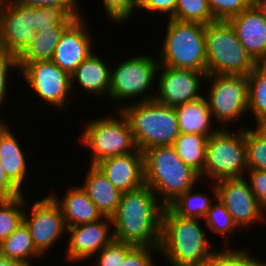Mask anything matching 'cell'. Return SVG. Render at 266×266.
<instances>
[{
    "label": "cell",
    "instance_id": "15",
    "mask_svg": "<svg viewBox=\"0 0 266 266\" xmlns=\"http://www.w3.org/2000/svg\"><path fill=\"white\" fill-rule=\"evenodd\" d=\"M158 71L161 72L157 80L159 92L154 99L159 103L175 107L203 97L198 91L201 88V80L206 78V73L163 65H159Z\"/></svg>",
    "mask_w": 266,
    "mask_h": 266
},
{
    "label": "cell",
    "instance_id": "28",
    "mask_svg": "<svg viewBox=\"0 0 266 266\" xmlns=\"http://www.w3.org/2000/svg\"><path fill=\"white\" fill-rule=\"evenodd\" d=\"M248 80V110L256 120L266 117V62H257Z\"/></svg>",
    "mask_w": 266,
    "mask_h": 266
},
{
    "label": "cell",
    "instance_id": "27",
    "mask_svg": "<svg viewBox=\"0 0 266 266\" xmlns=\"http://www.w3.org/2000/svg\"><path fill=\"white\" fill-rule=\"evenodd\" d=\"M207 141L204 135L180 133L172 147L186 165L201 175L206 164Z\"/></svg>",
    "mask_w": 266,
    "mask_h": 266
},
{
    "label": "cell",
    "instance_id": "40",
    "mask_svg": "<svg viewBox=\"0 0 266 266\" xmlns=\"http://www.w3.org/2000/svg\"><path fill=\"white\" fill-rule=\"evenodd\" d=\"M249 185L263 213L266 212V171L248 169Z\"/></svg>",
    "mask_w": 266,
    "mask_h": 266
},
{
    "label": "cell",
    "instance_id": "36",
    "mask_svg": "<svg viewBox=\"0 0 266 266\" xmlns=\"http://www.w3.org/2000/svg\"><path fill=\"white\" fill-rule=\"evenodd\" d=\"M133 247L134 245L113 239L96 254L98 258L95 266H122L126 254Z\"/></svg>",
    "mask_w": 266,
    "mask_h": 266
},
{
    "label": "cell",
    "instance_id": "41",
    "mask_svg": "<svg viewBox=\"0 0 266 266\" xmlns=\"http://www.w3.org/2000/svg\"><path fill=\"white\" fill-rule=\"evenodd\" d=\"M17 3L28 7L50 6L62 9L68 16H79L77 0H14Z\"/></svg>",
    "mask_w": 266,
    "mask_h": 266
},
{
    "label": "cell",
    "instance_id": "35",
    "mask_svg": "<svg viewBox=\"0 0 266 266\" xmlns=\"http://www.w3.org/2000/svg\"><path fill=\"white\" fill-rule=\"evenodd\" d=\"M36 30L67 28L78 16H68L62 9L50 6L35 7Z\"/></svg>",
    "mask_w": 266,
    "mask_h": 266
},
{
    "label": "cell",
    "instance_id": "11",
    "mask_svg": "<svg viewBox=\"0 0 266 266\" xmlns=\"http://www.w3.org/2000/svg\"><path fill=\"white\" fill-rule=\"evenodd\" d=\"M18 66L23 79H26V83L40 99L60 108V111L67 102L70 103L71 77L52 60L18 63Z\"/></svg>",
    "mask_w": 266,
    "mask_h": 266
},
{
    "label": "cell",
    "instance_id": "19",
    "mask_svg": "<svg viewBox=\"0 0 266 266\" xmlns=\"http://www.w3.org/2000/svg\"><path fill=\"white\" fill-rule=\"evenodd\" d=\"M96 166L122 193L145 184L144 158L139 149L133 153L105 158Z\"/></svg>",
    "mask_w": 266,
    "mask_h": 266
},
{
    "label": "cell",
    "instance_id": "42",
    "mask_svg": "<svg viewBox=\"0 0 266 266\" xmlns=\"http://www.w3.org/2000/svg\"><path fill=\"white\" fill-rule=\"evenodd\" d=\"M18 69L17 56L5 52L3 49H0V106H2L3 102L6 100L5 96L7 95V80L8 79V71L9 69Z\"/></svg>",
    "mask_w": 266,
    "mask_h": 266
},
{
    "label": "cell",
    "instance_id": "17",
    "mask_svg": "<svg viewBox=\"0 0 266 266\" xmlns=\"http://www.w3.org/2000/svg\"><path fill=\"white\" fill-rule=\"evenodd\" d=\"M81 14L63 31L52 61L71 75L93 53V41Z\"/></svg>",
    "mask_w": 266,
    "mask_h": 266
},
{
    "label": "cell",
    "instance_id": "34",
    "mask_svg": "<svg viewBox=\"0 0 266 266\" xmlns=\"http://www.w3.org/2000/svg\"><path fill=\"white\" fill-rule=\"evenodd\" d=\"M244 127L248 169L266 171V141L259 137L251 127Z\"/></svg>",
    "mask_w": 266,
    "mask_h": 266
},
{
    "label": "cell",
    "instance_id": "26",
    "mask_svg": "<svg viewBox=\"0 0 266 266\" xmlns=\"http://www.w3.org/2000/svg\"><path fill=\"white\" fill-rule=\"evenodd\" d=\"M66 28L37 29V35L17 56L18 63L50 61Z\"/></svg>",
    "mask_w": 266,
    "mask_h": 266
},
{
    "label": "cell",
    "instance_id": "10",
    "mask_svg": "<svg viewBox=\"0 0 266 266\" xmlns=\"http://www.w3.org/2000/svg\"><path fill=\"white\" fill-rule=\"evenodd\" d=\"M159 62L149 55L127 58L117 66L111 68L109 97L122 101L133 99L152 89L158 72Z\"/></svg>",
    "mask_w": 266,
    "mask_h": 266
},
{
    "label": "cell",
    "instance_id": "44",
    "mask_svg": "<svg viewBox=\"0 0 266 266\" xmlns=\"http://www.w3.org/2000/svg\"><path fill=\"white\" fill-rule=\"evenodd\" d=\"M20 191L6 176L5 170L0 163V200L14 199L15 197L22 195Z\"/></svg>",
    "mask_w": 266,
    "mask_h": 266
},
{
    "label": "cell",
    "instance_id": "24",
    "mask_svg": "<svg viewBox=\"0 0 266 266\" xmlns=\"http://www.w3.org/2000/svg\"><path fill=\"white\" fill-rule=\"evenodd\" d=\"M23 148L10 129L0 140V163L8 179L20 190L26 179L27 161Z\"/></svg>",
    "mask_w": 266,
    "mask_h": 266
},
{
    "label": "cell",
    "instance_id": "31",
    "mask_svg": "<svg viewBox=\"0 0 266 266\" xmlns=\"http://www.w3.org/2000/svg\"><path fill=\"white\" fill-rule=\"evenodd\" d=\"M210 184L212 193L214 192L213 201L217 202H214V204L211 205L210 209L207 212V215L204 217V220L206 222L205 224L211 231L225 237L229 233H235L234 231L237 230L238 226L229 214L225 205L219 199H217L215 182Z\"/></svg>",
    "mask_w": 266,
    "mask_h": 266
},
{
    "label": "cell",
    "instance_id": "20",
    "mask_svg": "<svg viewBox=\"0 0 266 266\" xmlns=\"http://www.w3.org/2000/svg\"><path fill=\"white\" fill-rule=\"evenodd\" d=\"M84 180L81 188L103 216L112 217L118 208L123 193L107 179L96 165H89Z\"/></svg>",
    "mask_w": 266,
    "mask_h": 266
},
{
    "label": "cell",
    "instance_id": "22",
    "mask_svg": "<svg viewBox=\"0 0 266 266\" xmlns=\"http://www.w3.org/2000/svg\"><path fill=\"white\" fill-rule=\"evenodd\" d=\"M107 65L93 52L70 75L71 89L74 88V81H77L86 93L98 97L106 93L109 95L111 67Z\"/></svg>",
    "mask_w": 266,
    "mask_h": 266
},
{
    "label": "cell",
    "instance_id": "43",
    "mask_svg": "<svg viewBox=\"0 0 266 266\" xmlns=\"http://www.w3.org/2000/svg\"><path fill=\"white\" fill-rule=\"evenodd\" d=\"M178 0H139V9L147 12L168 14L169 18L174 15Z\"/></svg>",
    "mask_w": 266,
    "mask_h": 266
},
{
    "label": "cell",
    "instance_id": "38",
    "mask_svg": "<svg viewBox=\"0 0 266 266\" xmlns=\"http://www.w3.org/2000/svg\"><path fill=\"white\" fill-rule=\"evenodd\" d=\"M105 13L113 23L128 21L134 9H138L139 0H102Z\"/></svg>",
    "mask_w": 266,
    "mask_h": 266
},
{
    "label": "cell",
    "instance_id": "47",
    "mask_svg": "<svg viewBox=\"0 0 266 266\" xmlns=\"http://www.w3.org/2000/svg\"><path fill=\"white\" fill-rule=\"evenodd\" d=\"M254 3L258 8L263 12V15L266 17V0H254Z\"/></svg>",
    "mask_w": 266,
    "mask_h": 266
},
{
    "label": "cell",
    "instance_id": "2",
    "mask_svg": "<svg viewBox=\"0 0 266 266\" xmlns=\"http://www.w3.org/2000/svg\"><path fill=\"white\" fill-rule=\"evenodd\" d=\"M199 221L180 217L168 206L164 207L158 252L169 259L170 265L199 266L216 251L212 250Z\"/></svg>",
    "mask_w": 266,
    "mask_h": 266
},
{
    "label": "cell",
    "instance_id": "3",
    "mask_svg": "<svg viewBox=\"0 0 266 266\" xmlns=\"http://www.w3.org/2000/svg\"><path fill=\"white\" fill-rule=\"evenodd\" d=\"M118 106L127 117L137 149L142 153L156 146H172L180 135L174 107L156 101L155 95Z\"/></svg>",
    "mask_w": 266,
    "mask_h": 266
},
{
    "label": "cell",
    "instance_id": "48",
    "mask_svg": "<svg viewBox=\"0 0 266 266\" xmlns=\"http://www.w3.org/2000/svg\"><path fill=\"white\" fill-rule=\"evenodd\" d=\"M9 129L10 127L8 128V126L0 120V140Z\"/></svg>",
    "mask_w": 266,
    "mask_h": 266
},
{
    "label": "cell",
    "instance_id": "6",
    "mask_svg": "<svg viewBox=\"0 0 266 266\" xmlns=\"http://www.w3.org/2000/svg\"><path fill=\"white\" fill-rule=\"evenodd\" d=\"M167 23L159 64L207 74L206 25L197 22H181L171 18Z\"/></svg>",
    "mask_w": 266,
    "mask_h": 266
},
{
    "label": "cell",
    "instance_id": "21",
    "mask_svg": "<svg viewBox=\"0 0 266 266\" xmlns=\"http://www.w3.org/2000/svg\"><path fill=\"white\" fill-rule=\"evenodd\" d=\"M67 190L65 196L60 197L61 201L56 193H50L61 207L66 227L95 222L104 217L81 187Z\"/></svg>",
    "mask_w": 266,
    "mask_h": 266
},
{
    "label": "cell",
    "instance_id": "16",
    "mask_svg": "<svg viewBox=\"0 0 266 266\" xmlns=\"http://www.w3.org/2000/svg\"><path fill=\"white\" fill-rule=\"evenodd\" d=\"M105 218V219H104ZM104 220V221H103ZM112 218L104 216L98 221L67 227V260L82 262L92 256H96L102 248L107 246L113 239L110 233Z\"/></svg>",
    "mask_w": 266,
    "mask_h": 266
},
{
    "label": "cell",
    "instance_id": "33",
    "mask_svg": "<svg viewBox=\"0 0 266 266\" xmlns=\"http://www.w3.org/2000/svg\"><path fill=\"white\" fill-rule=\"evenodd\" d=\"M229 245L226 243V250L225 248L221 251L216 250L199 266H266V262L251 257L246 250H232L228 248Z\"/></svg>",
    "mask_w": 266,
    "mask_h": 266
},
{
    "label": "cell",
    "instance_id": "4",
    "mask_svg": "<svg viewBox=\"0 0 266 266\" xmlns=\"http://www.w3.org/2000/svg\"><path fill=\"white\" fill-rule=\"evenodd\" d=\"M143 158L145 184L164 206L200 181V175L181 160L172 146L149 148Z\"/></svg>",
    "mask_w": 266,
    "mask_h": 266
},
{
    "label": "cell",
    "instance_id": "18",
    "mask_svg": "<svg viewBox=\"0 0 266 266\" xmlns=\"http://www.w3.org/2000/svg\"><path fill=\"white\" fill-rule=\"evenodd\" d=\"M247 53L257 62H266V17L253 2L228 19Z\"/></svg>",
    "mask_w": 266,
    "mask_h": 266
},
{
    "label": "cell",
    "instance_id": "37",
    "mask_svg": "<svg viewBox=\"0 0 266 266\" xmlns=\"http://www.w3.org/2000/svg\"><path fill=\"white\" fill-rule=\"evenodd\" d=\"M216 20H228L248 8L254 0H207Z\"/></svg>",
    "mask_w": 266,
    "mask_h": 266
},
{
    "label": "cell",
    "instance_id": "14",
    "mask_svg": "<svg viewBox=\"0 0 266 266\" xmlns=\"http://www.w3.org/2000/svg\"><path fill=\"white\" fill-rule=\"evenodd\" d=\"M244 178H226L215 182L217 199L225 205L239 228L265 218L257 198L251 191L248 178Z\"/></svg>",
    "mask_w": 266,
    "mask_h": 266
},
{
    "label": "cell",
    "instance_id": "30",
    "mask_svg": "<svg viewBox=\"0 0 266 266\" xmlns=\"http://www.w3.org/2000/svg\"><path fill=\"white\" fill-rule=\"evenodd\" d=\"M24 198L22 194L14 199L0 200V243L23 223L27 204Z\"/></svg>",
    "mask_w": 266,
    "mask_h": 266
},
{
    "label": "cell",
    "instance_id": "7",
    "mask_svg": "<svg viewBox=\"0 0 266 266\" xmlns=\"http://www.w3.org/2000/svg\"><path fill=\"white\" fill-rule=\"evenodd\" d=\"M240 128L238 133L234 134L227 128L219 127L216 133L208 137L206 164L200 179L209 178L210 182H216L246 175L248 166L244 128Z\"/></svg>",
    "mask_w": 266,
    "mask_h": 266
},
{
    "label": "cell",
    "instance_id": "5",
    "mask_svg": "<svg viewBox=\"0 0 266 266\" xmlns=\"http://www.w3.org/2000/svg\"><path fill=\"white\" fill-rule=\"evenodd\" d=\"M205 45L207 75L248 76L256 65L228 20L206 25Z\"/></svg>",
    "mask_w": 266,
    "mask_h": 266
},
{
    "label": "cell",
    "instance_id": "1",
    "mask_svg": "<svg viewBox=\"0 0 266 266\" xmlns=\"http://www.w3.org/2000/svg\"><path fill=\"white\" fill-rule=\"evenodd\" d=\"M164 207L146 184L123 193L111 217L114 239L134 246L159 247Z\"/></svg>",
    "mask_w": 266,
    "mask_h": 266
},
{
    "label": "cell",
    "instance_id": "45",
    "mask_svg": "<svg viewBox=\"0 0 266 266\" xmlns=\"http://www.w3.org/2000/svg\"><path fill=\"white\" fill-rule=\"evenodd\" d=\"M256 129H252L259 137L266 141V117L256 120Z\"/></svg>",
    "mask_w": 266,
    "mask_h": 266
},
{
    "label": "cell",
    "instance_id": "13",
    "mask_svg": "<svg viewBox=\"0 0 266 266\" xmlns=\"http://www.w3.org/2000/svg\"><path fill=\"white\" fill-rule=\"evenodd\" d=\"M30 211V215L28 212L24 213L23 222L29 229L36 250L45 256L48 249L67 230L63 213L59 204L50 194L33 203Z\"/></svg>",
    "mask_w": 266,
    "mask_h": 266
},
{
    "label": "cell",
    "instance_id": "29",
    "mask_svg": "<svg viewBox=\"0 0 266 266\" xmlns=\"http://www.w3.org/2000/svg\"><path fill=\"white\" fill-rule=\"evenodd\" d=\"M194 188L188 189L185 193L179 195L168 207L180 217L198 218L201 220L207 215L213 201L204 192L201 194L194 192Z\"/></svg>",
    "mask_w": 266,
    "mask_h": 266
},
{
    "label": "cell",
    "instance_id": "32",
    "mask_svg": "<svg viewBox=\"0 0 266 266\" xmlns=\"http://www.w3.org/2000/svg\"><path fill=\"white\" fill-rule=\"evenodd\" d=\"M171 19L181 22H197L204 25L216 21L207 0H178Z\"/></svg>",
    "mask_w": 266,
    "mask_h": 266
},
{
    "label": "cell",
    "instance_id": "9",
    "mask_svg": "<svg viewBox=\"0 0 266 266\" xmlns=\"http://www.w3.org/2000/svg\"><path fill=\"white\" fill-rule=\"evenodd\" d=\"M211 84L205 97L212 117L220 123V128H228L227 123L239 121L248 111V80L242 75H206ZM226 124V125H225Z\"/></svg>",
    "mask_w": 266,
    "mask_h": 266
},
{
    "label": "cell",
    "instance_id": "46",
    "mask_svg": "<svg viewBox=\"0 0 266 266\" xmlns=\"http://www.w3.org/2000/svg\"><path fill=\"white\" fill-rule=\"evenodd\" d=\"M0 266H24L20 262L11 260L9 258H6L4 255L0 252Z\"/></svg>",
    "mask_w": 266,
    "mask_h": 266
},
{
    "label": "cell",
    "instance_id": "8",
    "mask_svg": "<svg viewBox=\"0 0 266 266\" xmlns=\"http://www.w3.org/2000/svg\"><path fill=\"white\" fill-rule=\"evenodd\" d=\"M115 117L95 118L81 135L80 143L92 151L90 165H96L101 160L133 153L137 150L130 123L121 110Z\"/></svg>",
    "mask_w": 266,
    "mask_h": 266
},
{
    "label": "cell",
    "instance_id": "25",
    "mask_svg": "<svg viewBox=\"0 0 266 266\" xmlns=\"http://www.w3.org/2000/svg\"><path fill=\"white\" fill-rule=\"evenodd\" d=\"M0 252L6 258L32 266L31 258L42 255L36 250L29 229L21 223L5 240L0 243Z\"/></svg>",
    "mask_w": 266,
    "mask_h": 266
},
{
    "label": "cell",
    "instance_id": "23",
    "mask_svg": "<svg viewBox=\"0 0 266 266\" xmlns=\"http://www.w3.org/2000/svg\"><path fill=\"white\" fill-rule=\"evenodd\" d=\"M174 108L180 133L199 134L208 138L219 130L211 127L213 117L204 96Z\"/></svg>",
    "mask_w": 266,
    "mask_h": 266
},
{
    "label": "cell",
    "instance_id": "12",
    "mask_svg": "<svg viewBox=\"0 0 266 266\" xmlns=\"http://www.w3.org/2000/svg\"><path fill=\"white\" fill-rule=\"evenodd\" d=\"M36 35L35 7L3 0L0 4V49L18 56Z\"/></svg>",
    "mask_w": 266,
    "mask_h": 266
},
{
    "label": "cell",
    "instance_id": "39",
    "mask_svg": "<svg viewBox=\"0 0 266 266\" xmlns=\"http://www.w3.org/2000/svg\"><path fill=\"white\" fill-rule=\"evenodd\" d=\"M152 252H158V247L134 246L126 254L122 266H155Z\"/></svg>",
    "mask_w": 266,
    "mask_h": 266
}]
</instances>
